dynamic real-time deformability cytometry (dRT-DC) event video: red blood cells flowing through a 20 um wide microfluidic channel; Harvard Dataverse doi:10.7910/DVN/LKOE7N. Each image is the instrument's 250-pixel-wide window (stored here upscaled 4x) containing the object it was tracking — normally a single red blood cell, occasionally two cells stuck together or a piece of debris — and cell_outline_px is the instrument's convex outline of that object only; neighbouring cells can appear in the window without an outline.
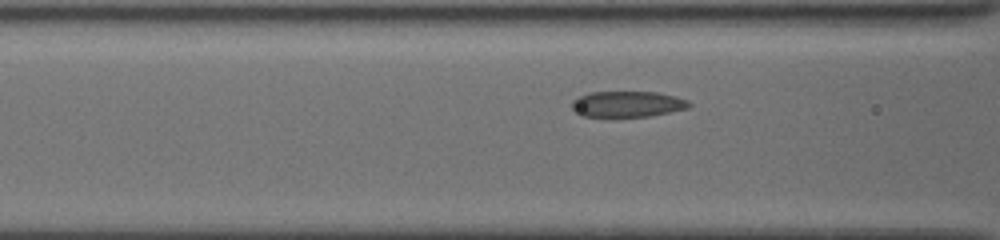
{"species": "common noctule bat (a hibernating species)", "species_latin": "Nyctalus noctula", "temperature_condition": "cold", "stored_images_in_passage": 6, "camera_frame_rate_fps": 3000, "um_per_image_px": 0.085, "animal": {"sex": "female", "body_mass_g": 19.5, "forearm_length_mm": 54.1}, "frame": {"image": 1, "passage_image": 4, "time_ms": 1.333, "image_size_px": [1000, 240], "cell_outline_px": [[692, 104], [688, 108], [648, 116], [584, 116], [576, 112], [572, 108], [572, 100], [576, 96], [588, 92], [656, 92], [676, 96], [688, 100]], "centroid_in_image_um": [53.31, 8.83], "position_along_channel_um": 113.3, "area_um2": 17.63}}
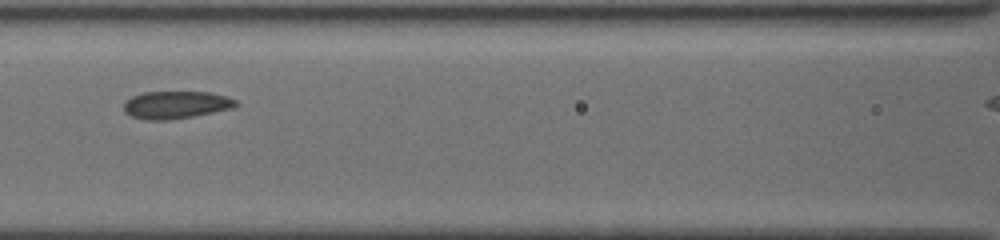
{"frame": {"image": 2, "passage_image": 6, "time_ms": 2.333, "image_size_px": [1000, 240], "cell_outline_px": [[240, 104], [232, 108], [192, 116], [168, 120], [148, 120], [132, 116], [124, 108], [124, 104], [132, 96], [144, 92], [212, 92], [236, 100]], "centroid_in_image_um": [14.99, 8.9], "position_along_channel_um": 151.6, "area_um2": 17.69}}